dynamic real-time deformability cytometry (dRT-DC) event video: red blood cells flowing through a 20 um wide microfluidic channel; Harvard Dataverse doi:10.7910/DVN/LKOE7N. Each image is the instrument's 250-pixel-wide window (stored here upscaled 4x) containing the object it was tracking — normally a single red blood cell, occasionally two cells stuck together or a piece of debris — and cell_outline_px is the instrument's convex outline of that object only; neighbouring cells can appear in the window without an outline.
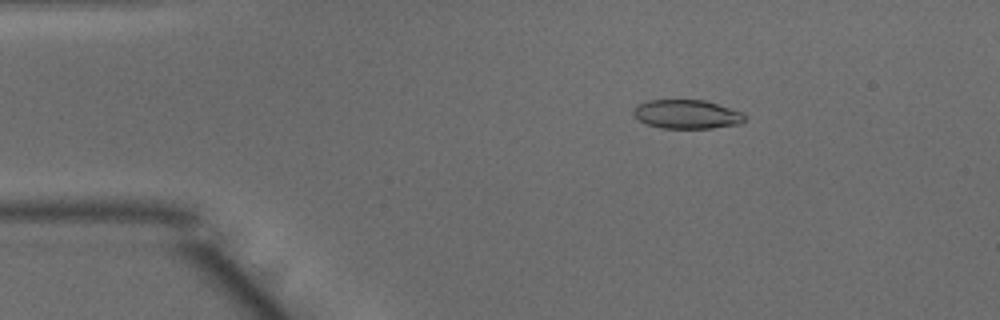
{"species": "common noctule bat (a hibernating species)", "species_latin": "Nyctalus noctula", "temperature_condition": "warm", "stored_images_in_passage": 49, "camera_frame_rate_fps": 3000, "um_per_image_px": 0.085, "animal": {"sex": "male", "body_mass_g": 15.6}, "frame": {"image": 1, "passage_image": 8, "time_ms": 2.333, "image_size_px": [1000, 320], "cell_outline_px": [[744, 120], [740, 124], [712, 128], [664, 128], [648, 124], [640, 120], [632, 112], [640, 104], [648, 100], [704, 100], [744, 112]], "centroid_in_image_um": [58.43, 9.71], "position_along_channel_um": 26.6, "area_um2": 18.5}}
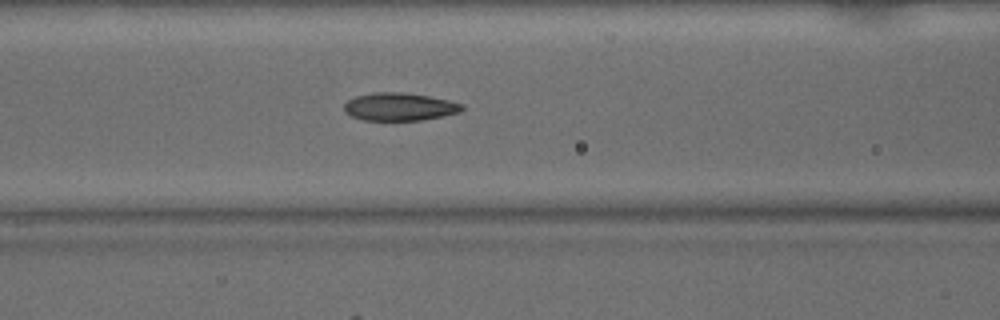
{"frame": {"image": 2, "passage_image": 20, "time_ms": 6.333, "image_size_px": [1000, 320], "cell_outline_px": [[464, 108], [460, 112], [444, 116], [420, 120], [364, 120], [352, 116], [344, 112], [344, 104], [348, 100], [356, 96], [376, 92], [404, 92], [428, 96], [448, 100], [464, 104]], "centroid_in_image_um": [33.97, 9.07], "position_along_channel_um": 132.6, "area_um2": 19.13}}
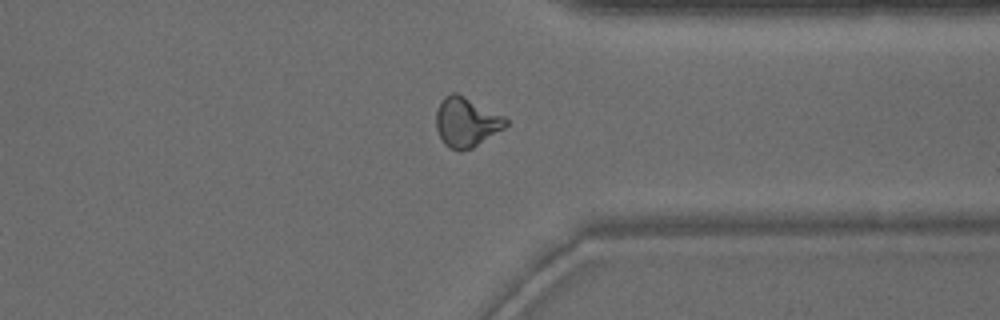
{"frame": {"image": 3, "passage_image": 38, "time_ms": 12.333, "image_size_px": [1000, 320], "cell_outline_px": [[508, 124], [504, 128], [472, 148], [460, 152], [448, 148], [444, 144], [436, 128], [436, 112], [440, 100], [444, 96], [452, 92], [456, 92], [504, 116], [508, 120]], "centroid_in_image_um": [39.61, 10.39], "position_along_channel_um": 371.8, "area_um2": 20.17}, "authors_computed_cell_mechanics": {"area_um2": 19.3052, "velocity_mm_per_s": 4.035, "shape_relaxation_time_tau1_ms": 6.4676, "shape_relaxation_time_tau2_ms": 2.0102, "deformation_change_tau1": 0.216, "deformation_change_tau2": 0.0952}}